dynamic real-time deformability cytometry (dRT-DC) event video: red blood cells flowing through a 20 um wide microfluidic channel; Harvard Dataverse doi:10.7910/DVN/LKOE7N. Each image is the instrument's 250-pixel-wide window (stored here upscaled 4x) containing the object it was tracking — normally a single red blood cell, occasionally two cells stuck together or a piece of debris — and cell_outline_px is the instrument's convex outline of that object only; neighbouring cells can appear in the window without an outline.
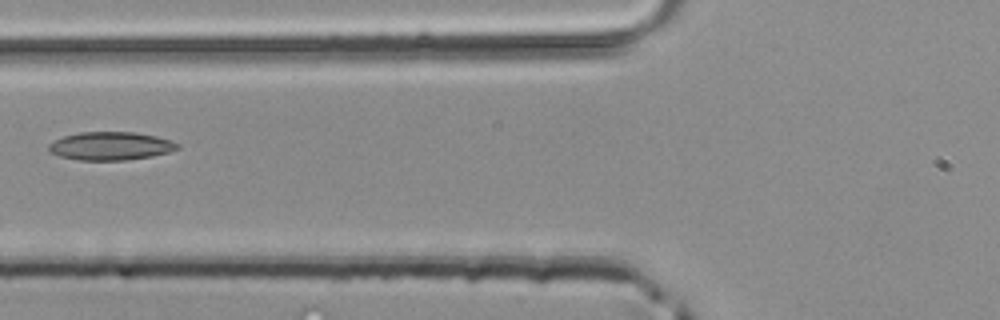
{"species": "common noctule bat (a hibernating species)", "species_latin": "Nyctalus noctula", "temperature_condition": "room temperature", "stored_images_in_passage": 5, "camera_frame_rate_fps": 3000, "um_per_image_px": 0.085, "animal": {"sex": "male", "body_mass_g": 20.4}, "frame": {"image": 1, "passage_image": 5, "time_ms": 1.333, "image_size_px": [1000, 320], "cell_outline_px": [[180, 148], [168, 152], [152, 156], [124, 160], [80, 160], [60, 156], [52, 152], [48, 148], [48, 144], [64, 136], [80, 132], [136, 132], [156, 136], [172, 140], [180, 144]], "centroid_in_image_um": [9.45, 12.4], "position_along_channel_um": 116.4, "area_um2": 21.1}}